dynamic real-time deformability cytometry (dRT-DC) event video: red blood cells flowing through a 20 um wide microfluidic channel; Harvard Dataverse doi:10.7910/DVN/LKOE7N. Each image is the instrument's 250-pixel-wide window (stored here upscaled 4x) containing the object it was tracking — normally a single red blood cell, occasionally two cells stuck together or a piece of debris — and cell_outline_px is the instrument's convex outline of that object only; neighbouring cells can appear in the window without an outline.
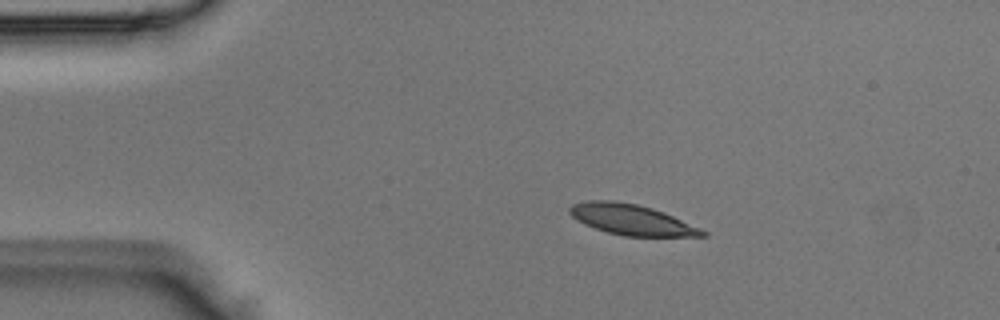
{"species": "Egyptian fruit bat (a non-hibernating species)", "species_latin": "Rousettus aegyptiacus", "temperature_condition": "room temperature", "stored_images_in_passage": 42, "camera_frame_rate_fps": 3000, "um_per_image_px": 0.085, "animal": {"sex": "male"}, "frame": {"image": 1, "passage_image": 1, "time_ms": 0.0, "image_size_px": [1000, 320], "cell_outline_px": [[708, 236], [624, 236], [608, 232], [584, 224], [576, 220], [568, 212], [568, 208], [572, 204], [588, 200], [616, 200], [636, 204], [652, 208], [664, 212], [700, 228], [708, 232]], "centroid_in_image_um": [53.66, 18.66], "position_along_channel_um": 31.3, "area_um2": 23.64}}
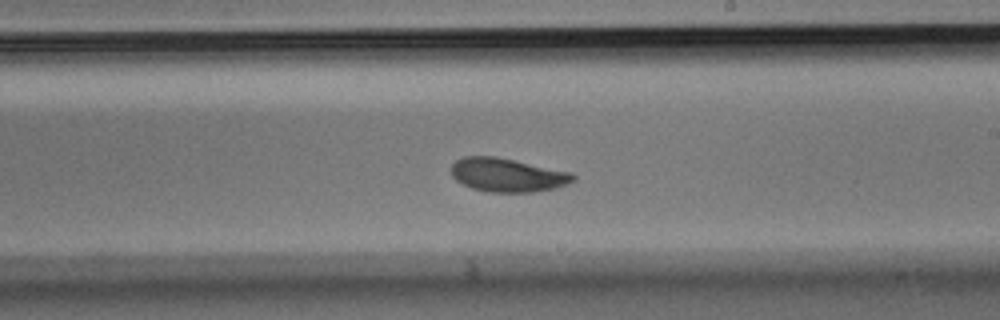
{"frame": {"image": 2, "passage_image": 21, "time_ms": 6.667, "image_size_px": [1000, 320], "cell_outline_px": [[576, 180], [568, 184], [556, 188], [532, 192], [488, 192], [472, 188], [456, 180], [452, 176], [452, 164], [456, 160], [464, 156], [496, 156], [572, 172], [576, 176]], "centroid_in_image_um": [43.17, 14.87], "position_along_channel_um": 245.8, "area_um2": 24.04}}
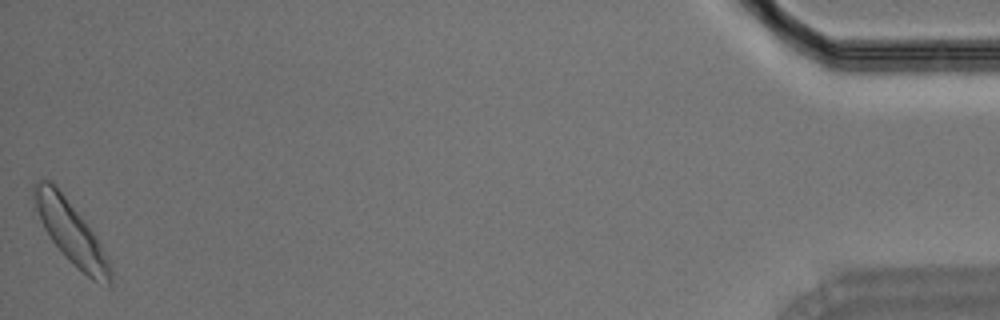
{"frame": {"image": 3, "passage_image": 42, "time_ms": 13.667, "image_size_px": [1000, 320], "cell_outline_px": [[112, 284], [108, 288], [92, 280], [76, 268], [64, 256], [52, 240], [44, 228], [36, 208], [32, 196], [32, 184], [36, 180], [52, 180], [56, 184], [96, 236], [112, 268]], "centroid_in_image_um": [6.03, 19.76], "position_along_channel_um": 429.2, "area_um2": 27.8}}